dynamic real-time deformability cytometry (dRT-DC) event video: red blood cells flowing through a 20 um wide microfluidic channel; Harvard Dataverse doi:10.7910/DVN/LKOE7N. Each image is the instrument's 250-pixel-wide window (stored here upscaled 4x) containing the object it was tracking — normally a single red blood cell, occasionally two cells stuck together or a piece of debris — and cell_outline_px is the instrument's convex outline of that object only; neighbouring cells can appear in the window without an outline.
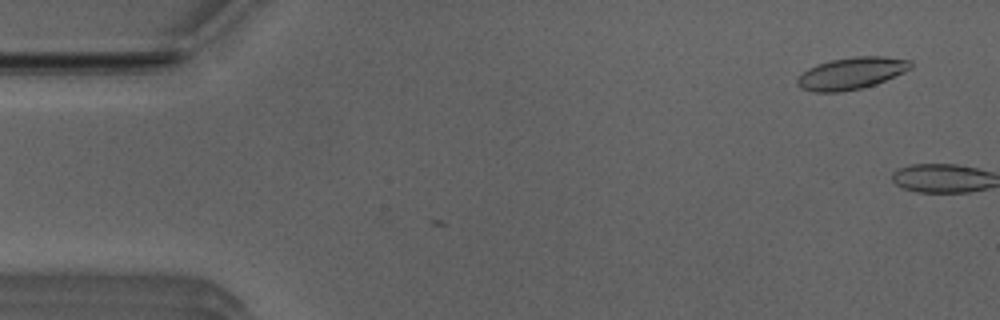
{"species": "Egyptian fruit bat (a non-hibernating species)", "species_latin": "Rousettus aegyptiacus", "temperature_condition": "room temperature", "stored_images_in_passage": 7, "camera_frame_rate_fps": 3000, "um_per_image_px": 0.085, "animal": {"sex": "male"}, "frame": {"image": 1, "passage_image": 7, "time_ms": 2.0, "image_size_px": [1000, 320], "cell_outline_px": [[912, 68], [904, 72], [876, 84], [860, 88], [840, 92], [812, 92], [800, 88], [796, 84], [796, 80], [808, 68], [816, 64], [832, 60], [852, 56], [884, 56], [912, 60]], "centroid_in_image_um": [72.37, 6.22], "position_along_channel_um": 12.6, "area_um2": 21.21}}